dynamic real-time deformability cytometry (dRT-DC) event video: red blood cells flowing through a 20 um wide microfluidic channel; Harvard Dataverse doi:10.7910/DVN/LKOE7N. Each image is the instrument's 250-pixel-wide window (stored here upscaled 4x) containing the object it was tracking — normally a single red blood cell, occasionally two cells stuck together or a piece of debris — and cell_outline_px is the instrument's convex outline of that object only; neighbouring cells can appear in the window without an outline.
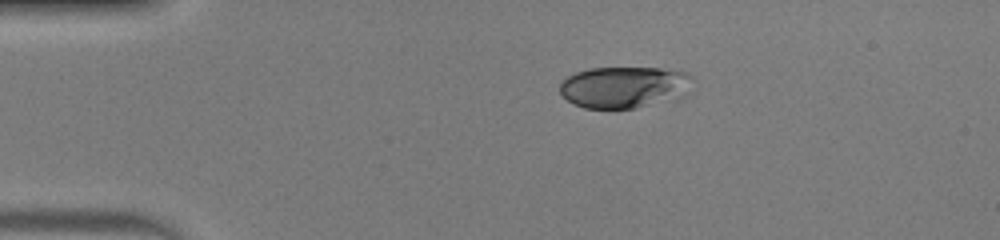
{"species": "human", "species_latin": "Homo sapiens", "temperature_condition": "warm", "stored_images_in_passage": 41, "camera_frame_rate_fps": 3000, "um_per_image_px": 0.085, "donor": {"sex": "male"}, "frame": {"image": 1, "passage_image": 1, "time_ms": 0.0, "image_size_px": [1000, 240], "cell_outline_px": [[696, 80], [688, 92], [684, 96], [676, 100], [636, 108], [584, 108], [568, 100], [560, 92], [560, 84], [568, 76], [576, 72], [588, 68], [660, 68], [688, 72]], "centroid_in_image_um": [53.16, 7.4], "position_along_channel_um": 31.8, "area_um2": 32.66}}
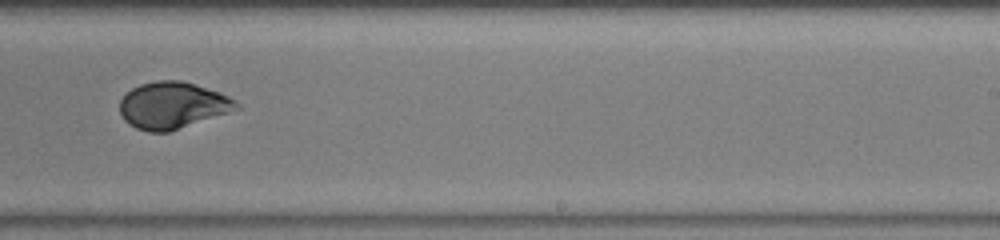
{"frame": {"image": 2, "passage_image": 23, "time_ms": 7.333, "image_size_px": [1000, 240], "cell_outline_px": [[240, 108], [168, 132], [148, 132], [136, 128], [128, 124], [124, 120], [120, 112], [120, 100], [132, 88], [140, 84], [156, 80], [180, 80], [220, 92], [236, 100], [240, 104]], "centroid_in_image_um": [14.65, 8.95], "position_along_channel_um": 274.4, "area_um2": 31.56}}
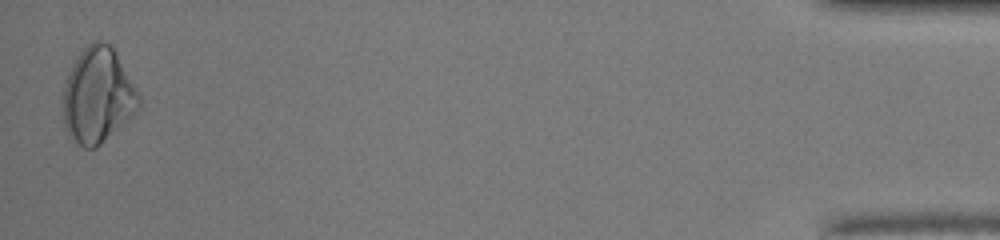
{"frame": {"image": 3, "passage_image": 41, "time_ms": 13.333, "image_size_px": [1000, 240], "cell_outline_px": [[140, 108], [132, 116], [96, 148], [84, 148], [68, 136], [64, 128], [64, 80], [68, 72], [80, 52], [88, 44], [96, 40], [104, 40], [112, 48], [140, 96]], "centroid_in_image_um": [8.29, 8.14], "position_along_channel_um": 426.9, "area_um2": 41.67}, "authors_computed_cell_mechanics": {"area_um2": 31.79, "velocity_mm_per_s": 4.049, "shape_relaxation_time_tau1_ms": 4.3729, "shape_relaxation_time_tau2_ms": null, "deformation_change_tau1": 0.1693, "deformation_change_tau2": null}}